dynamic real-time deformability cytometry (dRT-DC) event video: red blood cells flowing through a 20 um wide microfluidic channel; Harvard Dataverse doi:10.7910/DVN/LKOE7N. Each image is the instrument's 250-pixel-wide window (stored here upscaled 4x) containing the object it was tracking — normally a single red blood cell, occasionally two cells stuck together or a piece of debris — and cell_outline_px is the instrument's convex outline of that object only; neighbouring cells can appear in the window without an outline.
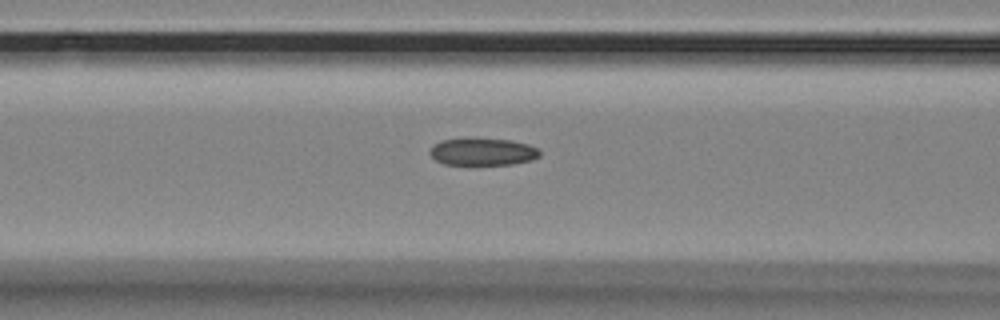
{"species": "Egyptian fruit bat (a non-hibernating species)", "species_latin": "Rousettus aegyptiacus", "temperature_condition": "room temperature", "stored_images_in_passage": 18, "camera_frame_rate_fps": 3000, "um_per_image_px": 0.085, "animal": {"sex": "female"}, "frame": {"image": 1, "passage_image": 16, "time_ms": 5.0, "image_size_px": [1000, 320], "cell_outline_px": [[540, 156], [532, 160], [512, 164], [444, 164], [436, 160], [428, 152], [440, 140], [476, 136], [512, 140], [528, 144], [536, 148], [540, 152]], "centroid_in_image_um": [41.03, 12.86], "position_along_channel_um": 125.6, "area_um2": 17.86}}